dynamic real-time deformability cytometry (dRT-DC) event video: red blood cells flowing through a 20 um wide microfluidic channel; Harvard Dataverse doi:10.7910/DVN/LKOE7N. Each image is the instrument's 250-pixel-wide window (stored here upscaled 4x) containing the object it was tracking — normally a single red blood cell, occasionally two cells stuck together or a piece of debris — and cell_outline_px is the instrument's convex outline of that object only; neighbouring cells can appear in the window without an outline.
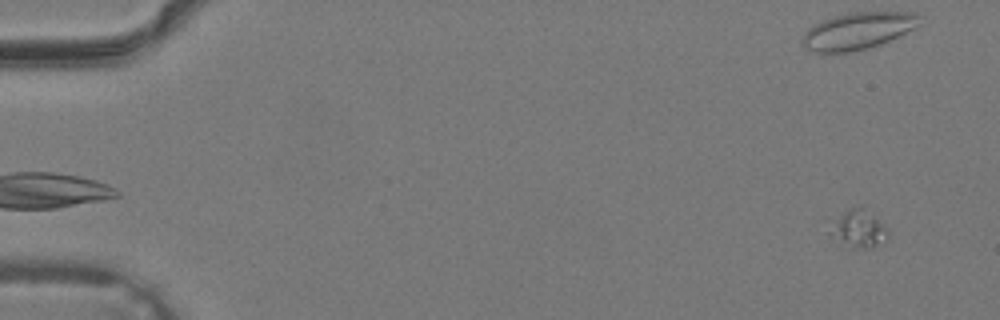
{"species": "common noctule bat (a hibernating species)", "species_latin": "Nyctalus noctula", "temperature_condition": "warm", "stored_images_in_passage": 39, "camera_frame_rate_fps": 3000, "um_per_image_px": 0.085, "animal": {"sex": "male", "body_mass_g": 19.2, "forearm_length_mm": 51.8}, "frame": {"image": 1, "passage_image": 2, "time_ms": 0.333, "image_size_px": [1000, 320], "cell_outline_px": [[888, 236], [868, 248], [852, 248], [832, 236], [840, 220], [848, 208], [860, 204], [884, 228]], "centroid_in_image_um": [73.03, 19.45], "position_along_channel_um": 12.0, "area_um2": 11.04}}
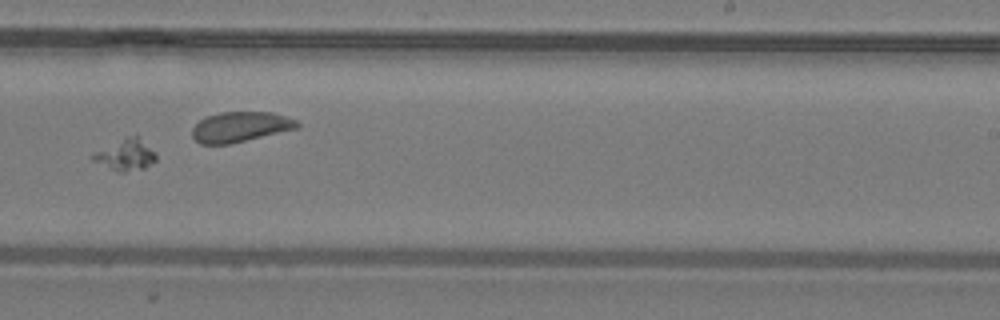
{"frame": {"image": 2, "passage_image": 25, "time_ms": 8.0, "image_size_px": [1000, 320], "cell_outline_px": [[156, 160], [144, 168], [124, 172], [120, 172], [92, 160], [88, 156], [128, 136], [136, 136], [156, 152]], "centroid_in_image_um": [10.69, 13.18], "position_along_channel_um": 278.3, "area_um2": 11.04}}
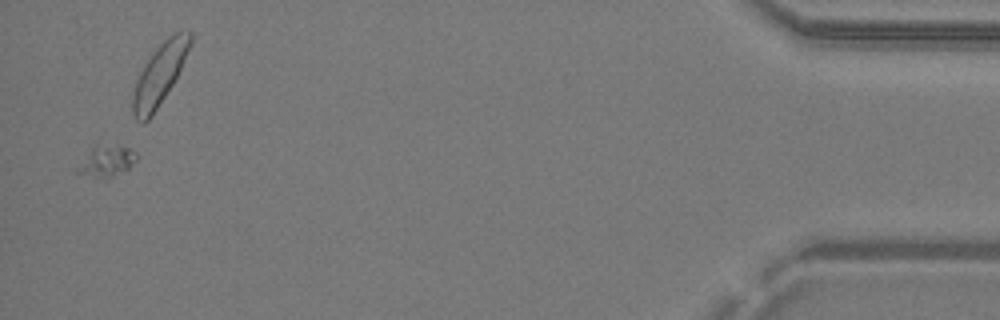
{"frame": {"image": 3, "passage_image": 38, "time_ms": 12.333, "image_size_px": [1000, 320], "cell_outline_px": [[136, 160], [128, 168], [112, 176], [96, 176], [76, 172], [92, 148], [96, 144], [116, 144], [128, 148], [136, 152]], "centroid_in_image_um": [9.12, 13.62], "position_along_channel_um": 426.1, "area_um2": 10.0}}